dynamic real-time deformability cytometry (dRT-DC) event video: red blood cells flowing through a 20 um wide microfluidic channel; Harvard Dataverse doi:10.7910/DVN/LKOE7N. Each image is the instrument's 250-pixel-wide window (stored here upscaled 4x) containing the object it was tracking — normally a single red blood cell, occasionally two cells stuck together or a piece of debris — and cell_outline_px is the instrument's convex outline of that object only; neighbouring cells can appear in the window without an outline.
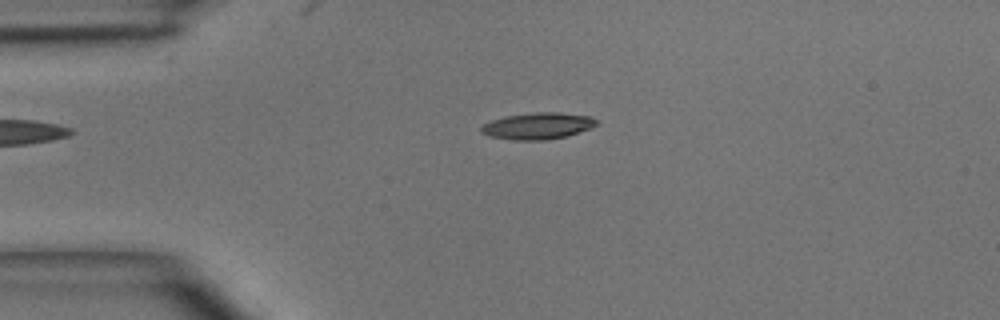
{"species": "common noctule bat (a hibernating species)", "species_latin": "Nyctalus noctula", "temperature_condition": "room temperature", "stored_images_in_passage": 2, "camera_frame_rate_fps": 3000, "um_per_image_px": 0.085, "animal": {"sex": "male", "body_mass_g": 15.6}, "frame": {"image": 1, "passage_image": 2, "time_ms": 1.333, "image_size_px": [1000, 320], "cell_outline_px": [[600, 124], [580, 132], [568, 136], [544, 140], [516, 140], [492, 136], [480, 132], [480, 128], [484, 124], [492, 120], [504, 116], [532, 112], [556, 112], [588, 116], [596, 120]], "centroid_in_image_um": [45.72, 10.7], "position_along_channel_um": 39.3, "area_um2": 17.8}}